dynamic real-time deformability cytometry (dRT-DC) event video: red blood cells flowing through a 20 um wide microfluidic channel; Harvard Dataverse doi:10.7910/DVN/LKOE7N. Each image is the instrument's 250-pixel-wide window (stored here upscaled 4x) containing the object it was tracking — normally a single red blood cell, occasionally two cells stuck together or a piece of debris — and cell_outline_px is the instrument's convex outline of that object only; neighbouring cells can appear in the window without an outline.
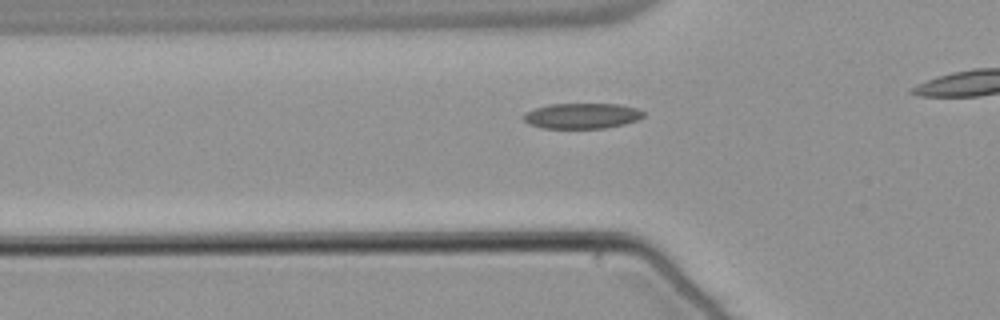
{"species": "common noctule bat (a hibernating species)", "species_latin": "Nyctalus noctula", "temperature_condition": "warm", "stored_images_in_passage": 34, "camera_frame_rate_fps": 3000, "um_per_image_px": 0.085, "animal": {"sex": "male", "body_mass_g": 21.5, "forearm_length_mm": 52.0}, "frame": {"image": 1, "passage_image": 9, "time_ms": 2.667, "image_size_px": [1000, 320], "cell_outline_px": [[644, 116], [636, 120], [624, 124], [604, 128], [540, 128], [528, 124], [520, 116], [524, 112], [548, 104], [620, 104], [636, 108], [644, 112]], "centroid_in_image_um": [49.41, 9.85], "position_along_channel_um": 76.4, "area_um2": 17.92}}
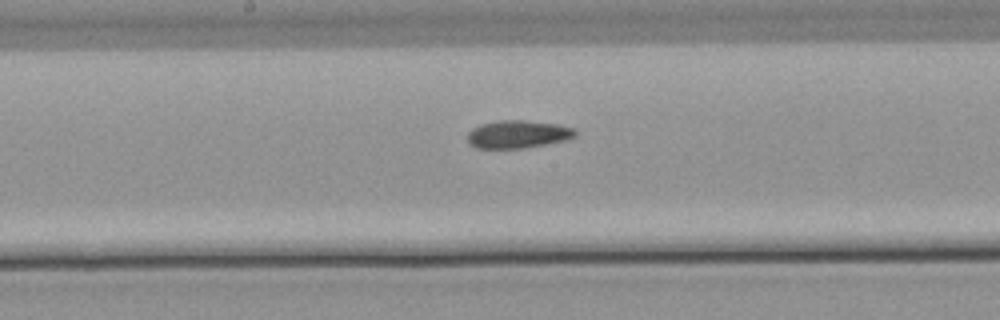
{"frame": {"image": 2, "passage_image": 19, "time_ms": 6.0, "image_size_px": [1000, 320], "cell_outline_px": [[576, 136], [568, 140], [524, 148], [476, 148], [468, 144], [468, 132], [472, 128], [480, 124], [500, 120], [524, 120], [556, 124], [572, 128], [576, 132]], "centroid_in_image_um": [44.0, 11.41], "position_along_channel_um": 204.2, "area_um2": 17.51}}
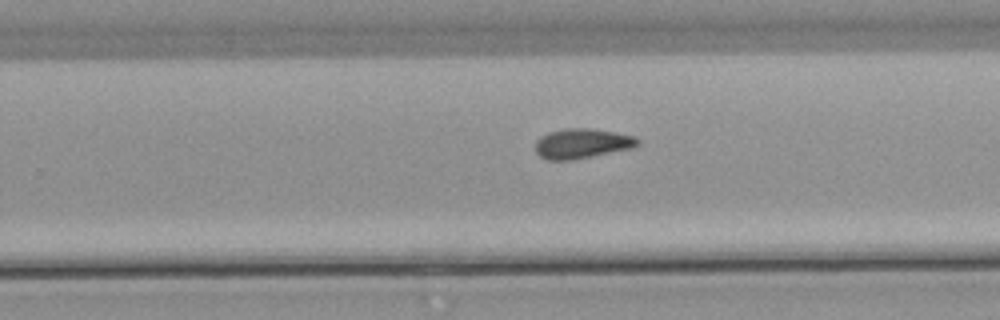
{"frame": {"image": 3, "passage_image": 25, "time_ms": 8.0, "image_size_px": [1000, 320], "cell_outline_px": [[640, 144], [632, 148], [572, 160], [548, 160], [540, 156], [536, 152], [536, 140], [540, 136], [548, 132], [564, 128], [588, 128], [616, 132], [636, 136], [640, 140]], "centroid_in_image_um": [49.48, 12.19], "position_along_channel_um": 280.3, "area_um2": 17.92}}